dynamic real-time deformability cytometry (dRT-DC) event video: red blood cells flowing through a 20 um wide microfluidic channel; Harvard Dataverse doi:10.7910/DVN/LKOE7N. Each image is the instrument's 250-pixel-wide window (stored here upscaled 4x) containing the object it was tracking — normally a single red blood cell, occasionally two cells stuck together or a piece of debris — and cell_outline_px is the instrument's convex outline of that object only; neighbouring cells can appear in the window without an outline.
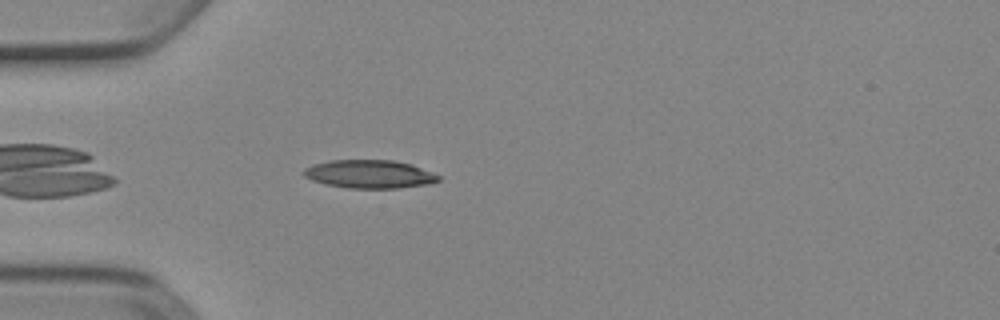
{"species": "Egyptian fruit bat (a non-hibernating species)", "species_latin": "Rousettus aegyptiacus", "temperature_condition": "cold", "stored_images_in_passage": 6, "camera_frame_rate_fps": 3000, "um_per_image_px": 0.085, "animal": {"sex": "female"}, "frame": {"image": 1, "passage_image": 6, "time_ms": 1.667, "image_size_px": [1000, 320], "cell_outline_px": [[440, 180], [428, 184], [400, 188], [348, 188], [324, 184], [312, 180], [304, 176], [304, 168], [312, 164], [328, 160], [392, 160], [412, 164], [432, 172], [440, 176]], "centroid_in_image_um": [31.4, 14.79], "position_along_channel_um": 53.6, "area_um2": 22.31}}